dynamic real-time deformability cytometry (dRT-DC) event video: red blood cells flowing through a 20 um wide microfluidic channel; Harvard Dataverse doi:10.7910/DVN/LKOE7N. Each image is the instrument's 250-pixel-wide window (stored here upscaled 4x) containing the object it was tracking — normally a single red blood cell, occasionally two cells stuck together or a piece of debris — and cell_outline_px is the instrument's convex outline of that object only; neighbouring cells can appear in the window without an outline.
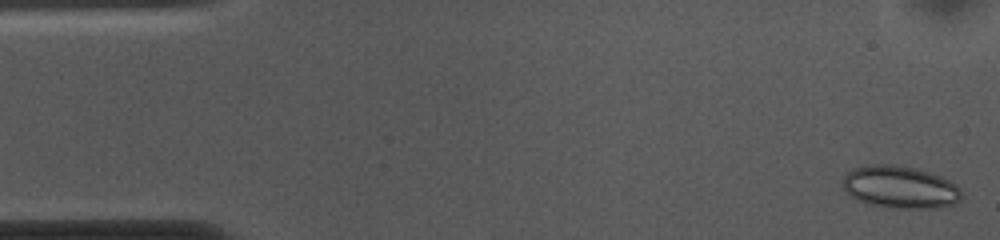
{"species": "common noctule bat (a hibernating species)", "species_latin": "Nyctalus noctula", "temperature_condition": "cold", "stored_images_in_passage": 52, "camera_frame_rate_fps": 3000, "um_per_image_px": 0.085, "animal": {"sex": "female", "body_mass_g": 10.0, "forearm_length_mm": 53.1}, "frame": {"image": 1, "passage_image": 1, "time_ms": 0.0, "image_size_px": [1000, 240], "cell_outline_px": [[960, 200], [956, 204], [936, 208], [896, 208], [872, 204], [856, 200], [840, 184], [840, 180], [852, 168], [872, 164], [896, 164], [916, 168], [940, 176], [956, 184], [960, 188]], "centroid_in_image_um": [76.49, 15.89], "position_along_channel_um": 8.5, "area_um2": 29.48}}
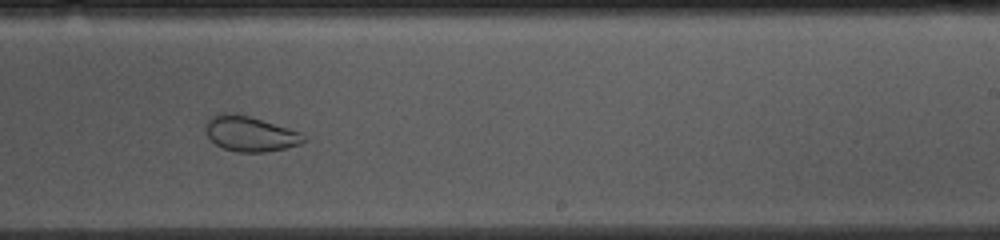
{"frame": {"image": 2, "passage_image": 31, "time_ms": 10.0, "image_size_px": [1000, 240], "cell_outline_px": [[308, 140], [300, 144], [268, 152], [236, 152], [224, 148], [216, 144], [208, 136], [204, 128], [204, 124], [208, 116], [220, 112], [232, 112], [248, 116], [288, 128], [300, 132]], "centroid_in_image_um": [21.21, 11.35], "position_along_channel_um": 267.8, "area_um2": 20.29}}
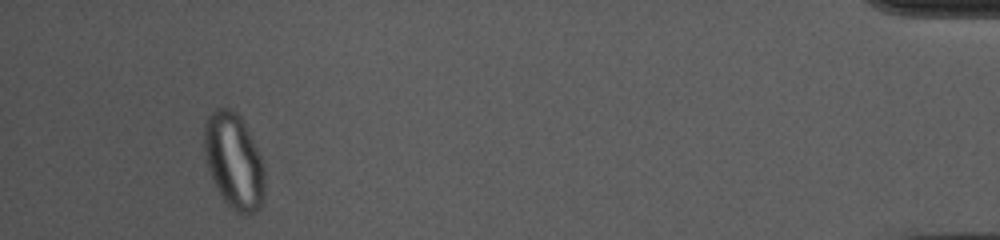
{"frame": {"image": 3, "passage_image": 49, "time_ms": 16.0, "image_size_px": [1000, 240], "cell_outline_px": [[264, 196], [260, 208], [256, 212], [236, 212], [224, 200], [216, 188], [212, 180], [208, 168], [204, 152], [204, 124], [208, 116], [216, 108], [228, 108], [236, 112], [240, 116], [260, 156], [264, 172]], "centroid_in_image_um": [19.86, 13.68], "position_along_channel_um": 415.3, "area_um2": 33.23}}